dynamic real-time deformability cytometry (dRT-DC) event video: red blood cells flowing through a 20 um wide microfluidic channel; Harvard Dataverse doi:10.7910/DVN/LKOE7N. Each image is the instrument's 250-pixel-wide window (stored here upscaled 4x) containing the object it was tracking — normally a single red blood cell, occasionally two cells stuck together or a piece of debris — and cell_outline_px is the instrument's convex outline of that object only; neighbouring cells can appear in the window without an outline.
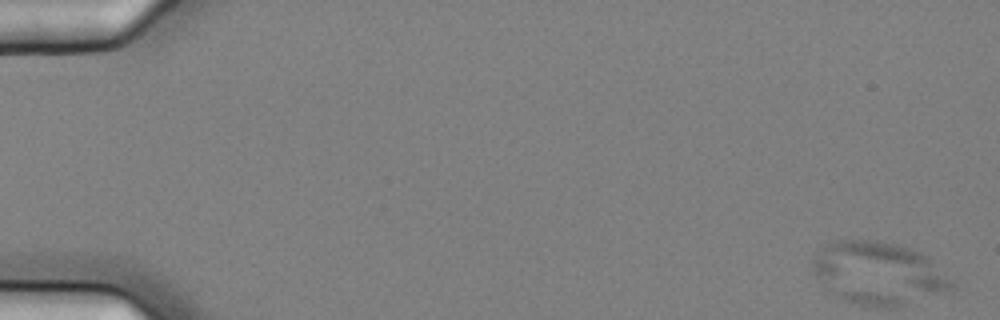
{"species": "common noctule bat (a hibernating species)", "species_latin": "Nyctalus noctula", "temperature_condition": "cold", "stored_images_in_passage": 9, "camera_frame_rate_fps": 3000, "um_per_image_px": 0.085, "animal": {"sex": "female", "body_mass_g": 25.1}, "frame": {"image": 1, "passage_image": 1, "time_ms": 0.0, "image_size_px": [1000, 320], "cell_outline_px": [[956, 288], [920, 288], [816, 276], [812, 272], [812, 260], [816, 252], [840, 240], [868, 240], [896, 244], [912, 248], [928, 256], [956, 284]], "centroid_in_image_um": [74.75, 22.51], "position_along_channel_um": 10.2, "area_um2": 34.97}}
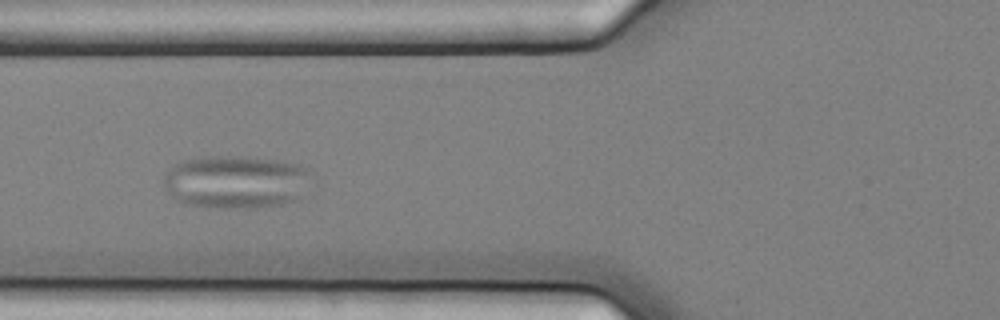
{"frame": {"image": 2, "passage_image": 7, "time_ms": 2.0, "image_size_px": [1000, 320], "cell_outline_px": [[308, 176], [300, 200], [284, 204], [252, 208], [220, 208], [184, 204], [176, 200], [164, 188], [164, 172], [180, 160], [208, 156], [244, 156], [280, 160], [300, 164], [308, 168]], "centroid_in_image_um": [20.02, 15.45], "position_along_channel_um": 105.8, "area_um2": 46.18}}